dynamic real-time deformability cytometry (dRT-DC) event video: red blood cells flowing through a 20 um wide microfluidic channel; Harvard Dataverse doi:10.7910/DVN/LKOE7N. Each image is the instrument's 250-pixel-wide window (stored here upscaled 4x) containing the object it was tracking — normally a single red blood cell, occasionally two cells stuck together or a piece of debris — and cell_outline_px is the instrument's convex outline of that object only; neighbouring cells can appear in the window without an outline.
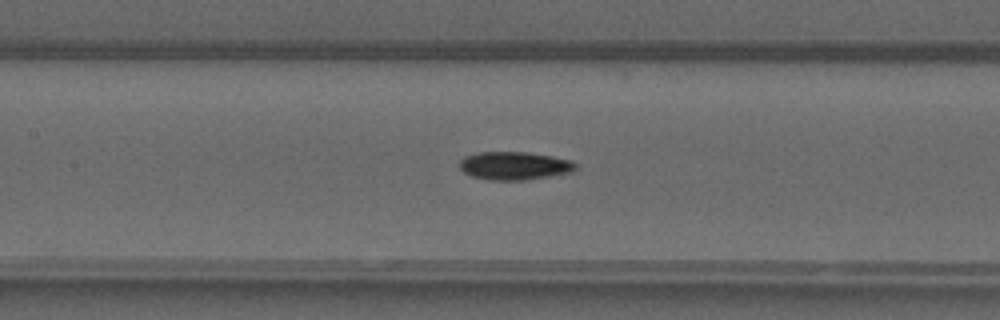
{"species": "common noctule bat (a hibernating species)", "species_latin": "Nyctalus noctula", "temperature_condition": "warm", "stored_images_in_passage": 38, "camera_frame_rate_fps": 3000, "um_per_image_px": 0.085, "animal": {"sex": "male", "forearm_length_mm": 52.5}, "frame": {"image": 1, "passage_image": 22, "time_ms": 7.0, "image_size_px": [1000, 320], "cell_outline_px": [[576, 168], [572, 172], [528, 180], [492, 180], [472, 176], [464, 172], [460, 168], [460, 160], [464, 156], [476, 152], [524, 152], [552, 156], [572, 160], [576, 164]], "centroid_in_image_um": [43.73, 14.08], "position_along_channel_um": 163.7, "area_um2": 19.07}}
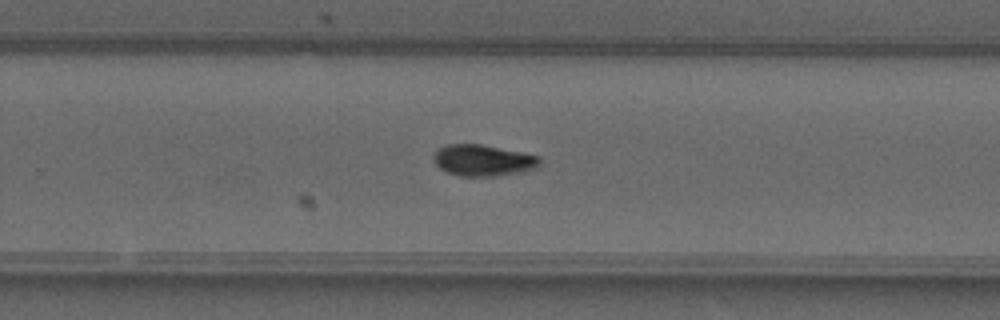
{"frame": {"image": 2, "passage_image": 31, "time_ms": 10.0, "image_size_px": [1000, 320], "cell_outline_px": [[540, 164], [536, 168], [496, 176], [460, 176], [448, 172], [440, 168], [436, 164], [432, 156], [436, 148], [448, 144], [480, 144], [540, 156]], "centroid_in_image_um": [41.01, 13.62], "position_along_channel_um": 288.8, "area_um2": 19.25}}
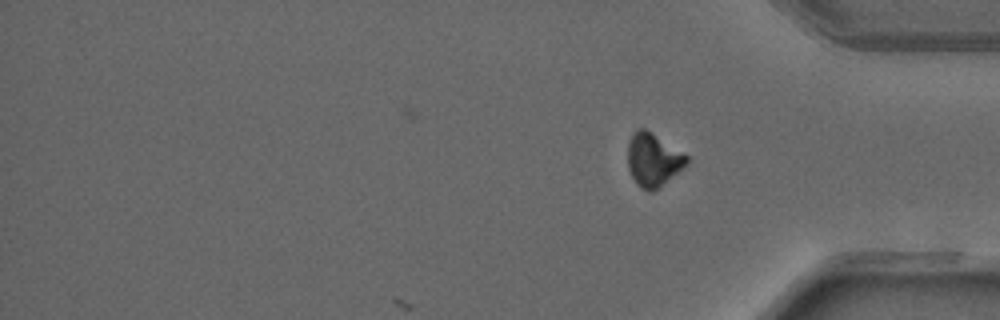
{"frame": {"image": 3, "passage_image": 38, "time_ms": 12.333, "image_size_px": [1000, 320], "cell_outline_px": [[688, 164], [684, 168], [652, 192], [636, 184], [628, 168], [628, 144], [632, 132], [636, 128], [644, 128], [688, 156]], "centroid_in_image_um": [55.51, 13.57], "position_along_channel_um": 379.7, "area_um2": 18.03}, "authors_computed_cell_mechanics": {"area_um2": 18.2359, "velocity_mm_per_s": 4.1974, "shape_relaxation_time_tau1_ms": 3.7516, "shape_relaxation_time_tau2_ms": 4.514, "deformation_change_tau1": 0.1615, "deformation_change_tau2": 0.0669}}